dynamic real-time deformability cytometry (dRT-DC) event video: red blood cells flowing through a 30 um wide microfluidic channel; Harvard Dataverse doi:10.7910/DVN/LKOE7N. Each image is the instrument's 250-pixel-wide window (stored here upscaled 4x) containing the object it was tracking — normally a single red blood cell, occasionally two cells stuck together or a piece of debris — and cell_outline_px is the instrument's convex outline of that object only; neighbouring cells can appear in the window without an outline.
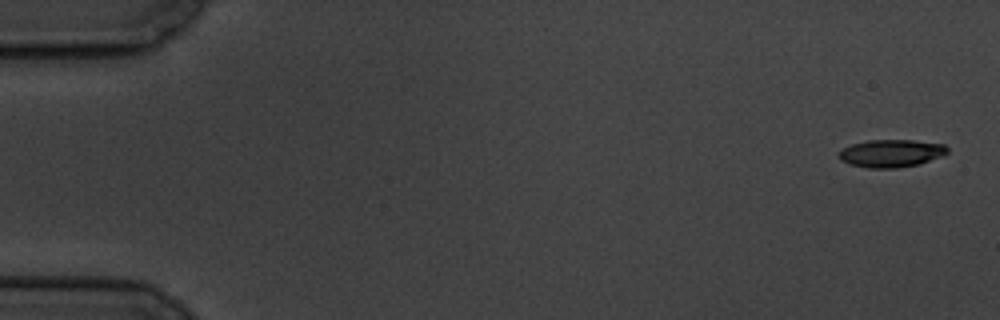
{"species": "common noctule bat (a hibernating species)", "species_latin": "Nyctalus noctula", "temperature_condition": "cold", "stored_images_in_passage": 8, "camera_frame_rate_fps": 3000, "um_per_image_px": 0.085, "animal": {"sex": "male", "body_mass_g": 19.5, "forearm_length_mm": 54.6}, "frame": {"image": 1, "passage_image": 1, "time_ms": 0.0, "image_size_px": [1000, 320], "cell_outline_px": [[948, 152], [944, 156], [920, 164], [896, 168], [868, 168], [848, 164], [840, 160], [836, 156], [844, 148], [852, 144], [868, 140], [912, 140], [944, 144], [948, 148]], "centroid_in_image_um": [75.76, 13.04], "position_along_channel_um": 9.2, "area_um2": 17.69}}
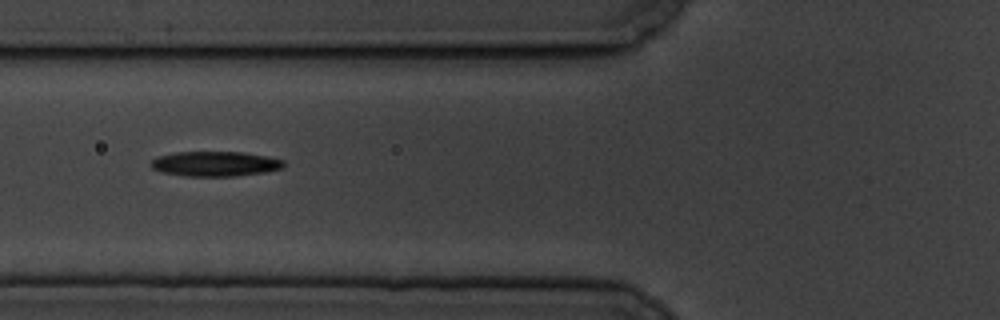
{"frame": {"image": 2, "passage_image": 7, "time_ms": 7.0, "image_size_px": [1000, 320], "cell_outline_px": [[284, 164], [280, 168], [264, 172], [232, 176], [184, 176], [164, 172], [152, 168], [152, 160], [156, 156], [176, 152], [244, 152], [284, 160]], "centroid_in_image_um": [18.26, 13.92], "position_along_channel_um": 107.5, "area_um2": 19.02}}
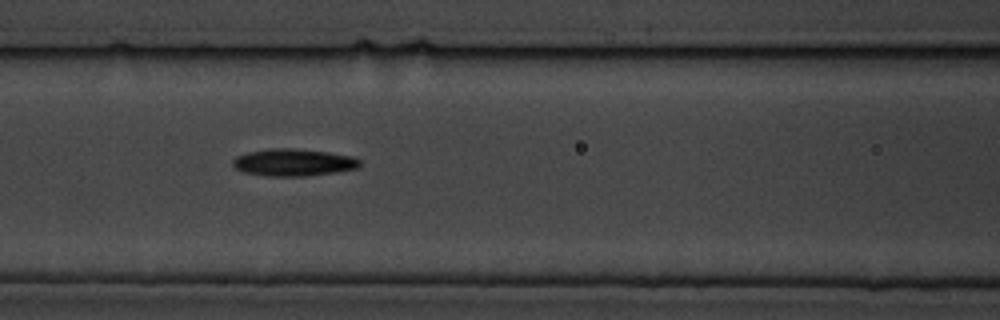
{"frame": {"image": 3, "passage_image": 8, "time_ms": 8.0, "image_size_px": [1000, 320], "cell_outline_px": [[360, 164], [356, 168], [336, 172], [304, 176], [268, 176], [244, 172], [236, 168], [232, 164], [232, 160], [236, 156], [248, 152], [268, 148], [296, 148], [328, 152], [352, 156], [360, 160]], "centroid_in_image_um": [24.92, 13.79], "position_along_channel_um": 141.7, "area_um2": 20.11}}